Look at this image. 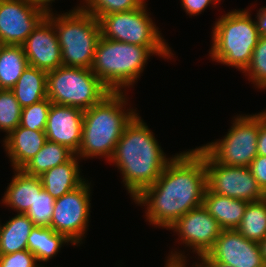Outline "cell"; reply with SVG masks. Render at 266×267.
I'll return each instance as SVG.
<instances>
[{"mask_svg": "<svg viewBox=\"0 0 266 267\" xmlns=\"http://www.w3.org/2000/svg\"><path fill=\"white\" fill-rule=\"evenodd\" d=\"M46 15L28 0H0V41L22 45Z\"/></svg>", "mask_w": 266, "mask_h": 267, "instance_id": "obj_14", "label": "cell"}, {"mask_svg": "<svg viewBox=\"0 0 266 267\" xmlns=\"http://www.w3.org/2000/svg\"><path fill=\"white\" fill-rule=\"evenodd\" d=\"M181 7H183L184 11L189 16H196L201 14V12L210 6V4L216 3L213 0H181Z\"/></svg>", "mask_w": 266, "mask_h": 267, "instance_id": "obj_34", "label": "cell"}, {"mask_svg": "<svg viewBox=\"0 0 266 267\" xmlns=\"http://www.w3.org/2000/svg\"><path fill=\"white\" fill-rule=\"evenodd\" d=\"M13 172L14 176L1 200L11 210L25 214L33 205L36 194L43 189V184L39 176L28 175L21 169H14Z\"/></svg>", "mask_w": 266, "mask_h": 267, "instance_id": "obj_18", "label": "cell"}, {"mask_svg": "<svg viewBox=\"0 0 266 267\" xmlns=\"http://www.w3.org/2000/svg\"><path fill=\"white\" fill-rule=\"evenodd\" d=\"M47 141L45 131L31 130L20 125L3 140L6 155L14 169H22Z\"/></svg>", "mask_w": 266, "mask_h": 267, "instance_id": "obj_17", "label": "cell"}, {"mask_svg": "<svg viewBox=\"0 0 266 267\" xmlns=\"http://www.w3.org/2000/svg\"><path fill=\"white\" fill-rule=\"evenodd\" d=\"M33 6L43 10L46 14L52 13L51 3L55 0H28Z\"/></svg>", "mask_w": 266, "mask_h": 267, "instance_id": "obj_38", "label": "cell"}, {"mask_svg": "<svg viewBox=\"0 0 266 267\" xmlns=\"http://www.w3.org/2000/svg\"><path fill=\"white\" fill-rule=\"evenodd\" d=\"M236 230L246 239L260 242L266 237V198L248 202Z\"/></svg>", "mask_w": 266, "mask_h": 267, "instance_id": "obj_26", "label": "cell"}, {"mask_svg": "<svg viewBox=\"0 0 266 267\" xmlns=\"http://www.w3.org/2000/svg\"><path fill=\"white\" fill-rule=\"evenodd\" d=\"M91 182L86 180L76 189L55 199L51 226L77 246L84 240L89 227ZM85 234V235H84Z\"/></svg>", "mask_w": 266, "mask_h": 267, "instance_id": "obj_11", "label": "cell"}, {"mask_svg": "<svg viewBox=\"0 0 266 267\" xmlns=\"http://www.w3.org/2000/svg\"><path fill=\"white\" fill-rule=\"evenodd\" d=\"M253 177L263 191L266 190V156L257 155L249 165Z\"/></svg>", "mask_w": 266, "mask_h": 267, "instance_id": "obj_33", "label": "cell"}, {"mask_svg": "<svg viewBox=\"0 0 266 267\" xmlns=\"http://www.w3.org/2000/svg\"><path fill=\"white\" fill-rule=\"evenodd\" d=\"M206 188L204 158L190 149L176 153L159 178L133 200L146 207L150 225L168 230L188 211L202 206Z\"/></svg>", "mask_w": 266, "mask_h": 267, "instance_id": "obj_1", "label": "cell"}, {"mask_svg": "<svg viewBox=\"0 0 266 267\" xmlns=\"http://www.w3.org/2000/svg\"><path fill=\"white\" fill-rule=\"evenodd\" d=\"M69 243L73 245L64 235L52 228L35 226L28 237L27 250L35 255L37 262H49L63 245Z\"/></svg>", "mask_w": 266, "mask_h": 267, "instance_id": "obj_23", "label": "cell"}, {"mask_svg": "<svg viewBox=\"0 0 266 267\" xmlns=\"http://www.w3.org/2000/svg\"><path fill=\"white\" fill-rule=\"evenodd\" d=\"M154 135L138 113L125 127L109 160L120 170L131 199L152 185L175 156L167 158Z\"/></svg>", "mask_w": 266, "mask_h": 267, "instance_id": "obj_2", "label": "cell"}, {"mask_svg": "<svg viewBox=\"0 0 266 267\" xmlns=\"http://www.w3.org/2000/svg\"><path fill=\"white\" fill-rule=\"evenodd\" d=\"M215 3H218V2H220L221 0H213Z\"/></svg>", "mask_w": 266, "mask_h": 267, "instance_id": "obj_43", "label": "cell"}, {"mask_svg": "<svg viewBox=\"0 0 266 267\" xmlns=\"http://www.w3.org/2000/svg\"><path fill=\"white\" fill-rule=\"evenodd\" d=\"M258 246H259L262 258L264 262L266 263V237L262 241L258 242Z\"/></svg>", "mask_w": 266, "mask_h": 267, "instance_id": "obj_39", "label": "cell"}, {"mask_svg": "<svg viewBox=\"0 0 266 267\" xmlns=\"http://www.w3.org/2000/svg\"><path fill=\"white\" fill-rule=\"evenodd\" d=\"M152 55L174 57L169 46H140L101 36L90 69L111 92H125L141 77Z\"/></svg>", "mask_w": 266, "mask_h": 267, "instance_id": "obj_4", "label": "cell"}, {"mask_svg": "<svg viewBox=\"0 0 266 267\" xmlns=\"http://www.w3.org/2000/svg\"><path fill=\"white\" fill-rule=\"evenodd\" d=\"M146 2L138 9L115 12L99 19L101 36L128 44L140 46H168L159 27L155 25Z\"/></svg>", "mask_w": 266, "mask_h": 267, "instance_id": "obj_9", "label": "cell"}, {"mask_svg": "<svg viewBox=\"0 0 266 267\" xmlns=\"http://www.w3.org/2000/svg\"><path fill=\"white\" fill-rule=\"evenodd\" d=\"M15 215L5 224L0 223V255L27 250L28 237L35 226L26 214Z\"/></svg>", "mask_w": 266, "mask_h": 267, "instance_id": "obj_22", "label": "cell"}, {"mask_svg": "<svg viewBox=\"0 0 266 267\" xmlns=\"http://www.w3.org/2000/svg\"><path fill=\"white\" fill-rule=\"evenodd\" d=\"M80 8L93 15L97 20L102 16L115 13L136 10L140 8L146 0H83Z\"/></svg>", "mask_w": 266, "mask_h": 267, "instance_id": "obj_28", "label": "cell"}, {"mask_svg": "<svg viewBox=\"0 0 266 267\" xmlns=\"http://www.w3.org/2000/svg\"><path fill=\"white\" fill-rule=\"evenodd\" d=\"M74 155L68 147L46 141L21 170L31 176H41L49 169L69 161Z\"/></svg>", "mask_w": 266, "mask_h": 267, "instance_id": "obj_24", "label": "cell"}, {"mask_svg": "<svg viewBox=\"0 0 266 267\" xmlns=\"http://www.w3.org/2000/svg\"><path fill=\"white\" fill-rule=\"evenodd\" d=\"M79 160L81 159L75 154L69 161L53 167L39 176L43 189L54 199L76 189L86 180L80 174Z\"/></svg>", "mask_w": 266, "mask_h": 267, "instance_id": "obj_19", "label": "cell"}, {"mask_svg": "<svg viewBox=\"0 0 266 267\" xmlns=\"http://www.w3.org/2000/svg\"><path fill=\"white\" fill-rule=\"evenodd\" d=\"M200 267H235L218 263H197Z\"/></svg>", "mask_w": 266, "mask_h": 267, "instance_id": "obj_40", "label": "cell"}, {"mask_svg": "<svg viewBox=\"0 0 266 267\" xmlns=\"http://www.w3.org/2000/svg\"><path fill=\"white\" fill-rule=\"evenodd\" d=\"M83 118L80 108L52 103L45 129L47 141L64 145L76 154L82 142Z\"/></svg>", "mask_w": 266, "mask_h": 267, "instance_id": "obj_16", "label": "cell"}, {"mask_svg": "<svg viewBox=\"0 0 266 267\" xmlns=\"http://www.w3.org/2000/svg\"><path fill=\"white\" fill-rule=\"evenodd\" d=\"M3 46H4V44L0 41V51H1Z\"/></svg>", "mask_w": 266, "mask_h": 267, "instance_id": "obj_42", "label": "cell"}, {"mask_svg": "<svg viewBox=\"0 0 266 267\" xmlns=\"http://www.w3.org/2000/svg\"><path fill=\"white\" fill-rule=\"evenodd\" d=\"M247 204L248 201L222 196L207 188L202 202L203 207L223 230H234L239 226Z\"/></svg>", "mask_w": 266, "mask_h": 267, "instance_id": "obj_20", "label": "cell"}, {"mask_svg": "<svg viewBox=\"0 0 266 267\" xmlns=\"http://www.w3.org/2000/svg\"><path fill=\"white\" fill-rule=\"evenodd\" d=\"M22 47L29 66L50 72L63 65L56 30L46 17L31 32Z\"/></svg>", "mask_w": 266, "mask_h": 267, "instance_id": "obj_15", "label": "cell"}, {"mask_svg": "<svg viewBox=\"0 0 266 267\" xmlns=\"http://www.w3.org/2000/svg\"><path fill=\"white\" fill-rule=\"evenodd\" d=\"M27 66L22 45H4L0 51V89L11 90Z\"/></svg>", "mask_w": 266, "mask_h": 267, "instance_id": "obj_25", "label": "cell"}, {"mask_svg": "<svg viewBox=\"0 0 266 267\" xmlns=\"http://www.w3.org/2000/svg\"><path fill=\"white\" fill-rule=\"evenodd\" d=\"M164 267H174V262L165 263V266Z\"/></svg>", "mask_w": 266, "mask_h": 267, "instance_id": "obj_41", "label": "cell"}, {"mask_svg": "<svg viewBox=\"0 0 266 267\" xmlns=\"http://www.w3.org/2000/svg\"><path fill=\"white\" fill-rule=\"evenodd\" d=\"M168 230H174L181 244L197 253L199 260L213 248L223 229L202 205L181 216Z\"/></svg>", "mask_w": 266, "mask_h": 267, "instance_id": "obj_13", "label": "cell"}, {"mask_svg": "<svg viewBox=\"0 0 266 267\" xmlns=\"http://www.w3.org/2000/svg\"><path fill=\"white\" fill-rule=\"evenodd\" d=\"M52 102L45 98L42 101L23 107L20 126L31 130L45 131Z\"/></svg>", "mask_w": 266, "mask_h": 267, "instance_id": "obj_31", "label": "cell"}, {"mask_svg": "<svg viewBox=\"0 0 266 267\" xmlns=\"http://www.w3.org/2000/svg\"><path fill=\"white\" fill-rule=\"evenodd\" d=\"M257 154L266 156V109L259 113Z\"/></svg>", "mask_w": 266, "mask_h": 267, "instance_id": "obj_35", "label": "cell"}, {"mask_svg": "<svg viewBox=\"0 0 266 267\" xmlns=\"http://www.w3.org/2000/svg\"><path fill=\"white\" fill-rule=\"evenodd\" d=\"M22 107L12 90L0 89V130L8 136L20 125Z\"/></svg>", "mask_w": 266, "mask_h": 267, "instance_id": "obj_27", "label": "cell"}, {"mask_svg": "<svg viewBox=\"0 0 266 267\" xmlns=\"http://www.w3.org/2000/svg\"><path fill=\"white\" fill-rule=\"evenodd\" d=\"M244 115L234 117L222 139L201 146L218 163L249 167L258 155L259 113Z\"/></svg>", "mask_w": 266, "mask_h": 267, "instance_id": "obj_8", "label": "cell"}, {"mask_svg": "<svg viewBox=\"0 0 266 267\" xmlns=\"http://www.w3.org/2000/svg\"><path fill=\"white\" fill-rule=\"evenodd\" d=\"M212 28L210 58L243 73L260 38L249 9H233L218 18Z\"/></svg>", "mask_w": 266, "mask_h": 267, "instance_id": "obj_5", "label": "cell"}, {"mask_svg": "<svg viewBox=\"0 0 266 267\" xmlns=\"http://www.w3.org/2000/svg\"><path fill=\"white\" fill-rule=\"evenodd\" d=\"M127 92H110L100 102L84 110L82 142L76 155L80 159L107 158L114 153L125 127L138 114L126 107ZM127 108V110L125 109Z\"/></svg>", "mask_w": 266, "mask_h": 267, "instance_id": "obj_3", "label": "cell"}, {"mask_svg": "<svg viewBox=\"0 0 266 267\" xmlns=\"http://www.w3.org/2000/svg\"><path fill=\"white\" fill-rule=\"evenodd\" d=\"M255 15V23L260 36H266V6H262Z\"/></svg>", "mask_w": 266, "mask_h": 267, "instance_id": "obj_37", "label": "cell"}, {"mask_svg": "<svg viewBox=\"0 0 266 267\" xmlns=\"http://www.w3.org/2000/svg\"><path fill=\"white\" fill-rule=\"evenodd\" d=\"M36 257L28 250L0 255V267H41Z\"/></svg>", "mask_w": 266, "mask_h": 267, "instance_id": "obj_32", "label": "cell"}, {"mask_svg": "<svg viewBox=\"0 0 266 267\" xmlns=\"http://www.w3.org/2000/svg\"><path fill=\"white\" fill-rule=\"evenodd\" d=\"M46 86L47 98L52 103L83 111L111 92L91 69L63 65L47 72Z\"/></svg>", "mask_w": 266, "mask_h": 267, "instance_id": "obj_7", "label": "cell"}, {"mask_svg": "<svg viewBox=\"0 0 266 267\" xmlns=\"http://www.w3.org/2000/svg\"><path fill=\"white\" fill-rule=\"evenodd\" d=\"M54 203L55 199L45 189H42L39 194H36L33 205L25 214L34 226L50 227Z\"/></svg>", "mask_w": 266, "mask_h": 267, "instance_id": "obj_30", "label": "cell"}, {"mask_svg": "<svg viewBox=\"0 0 266 267\" xmlns=\"http://www.w3.org/2000/svg\"><path fill=\"white\" fill-rule=\"evenodd\" d=\"M199 261L196 263H218L235 267H266L258 242L246 239L236 229L222 230L213 248Z\"/></svg>", "mask_w": 266, "mask_h": 267, "instance_id": "obj_12", "label": "cell"}, {"mask_svg": "<svg viewBox=\"0 0 266 267\" xmlns=\"http://www.w3.org/2000/svg\"><path fill=\"white\" fill-rule=\"evenodd\" d=\"M195 149L204 158L206 184L210 192L248 202L265 198L264 191L249 167L223 165L215 161L201 146Z\"/></svg>", "mask_w": 266, "mask_h": 267, "instance_id": "obj_10", "label": "cell"}, {"mask_svg": "<svg viewBox=\"0 0 266 267\" xmlns=\"http://www.w3.org/2000/svg\"><path fill=\"white\" fill-rule=\"evenodd\" d=\"M46 84L47 72L28 65L11 90L23 108L47 98Z\"/></svg>", "mask_w": 266, "mask_h": 267, "instance_id": "obj_21", "label": "cell"}, {"mask_svg": "<svg viewBox=\"0 0 266 267\" xmlns=\"http://www.w3.org/2000/svg\"><path fill=\"white\" fill-rule=\"evenodd\" d=\"M46 18L56 30L63 66L90 69L101 37L99 20L77 6L63 14Z\"/></svg>", "mask_w": 266, "mask_h": 267, "instance_id": "obj_6", "label": "cell"}, {"mask_svg": "<svg viewBox=\"0 0 266 267\" xmlns=\"http://www.w3.org/2000/svg\"><path fill=\"white\" fill-rule=\"evenodd\" d=\"M258 89H266V36H260L251 61L243 72Z\"/></svg>", "mask_w": 266, "mask_h": 267, "instance_id": "obj_29", "label": "cell"}, {"mask_svg": "<svg viewBox=\"0 0 266 267\" xmlns=\"http://www.w3.org/2000/svg\"><path fill=\"white\" fill-rule=\"evenodd\" d=\"M174 262V267H187V261L186 256L184 253H181L180 251H172L169 254V257L167 256L166 263ZM194 265V266H193ZM192 267H200L196 262L195 264H192Z\"/></svg>", "mask_w": 266, "mask_h": 267, "instance_id": "obj_36", "label": "cell"}]
</instances>
